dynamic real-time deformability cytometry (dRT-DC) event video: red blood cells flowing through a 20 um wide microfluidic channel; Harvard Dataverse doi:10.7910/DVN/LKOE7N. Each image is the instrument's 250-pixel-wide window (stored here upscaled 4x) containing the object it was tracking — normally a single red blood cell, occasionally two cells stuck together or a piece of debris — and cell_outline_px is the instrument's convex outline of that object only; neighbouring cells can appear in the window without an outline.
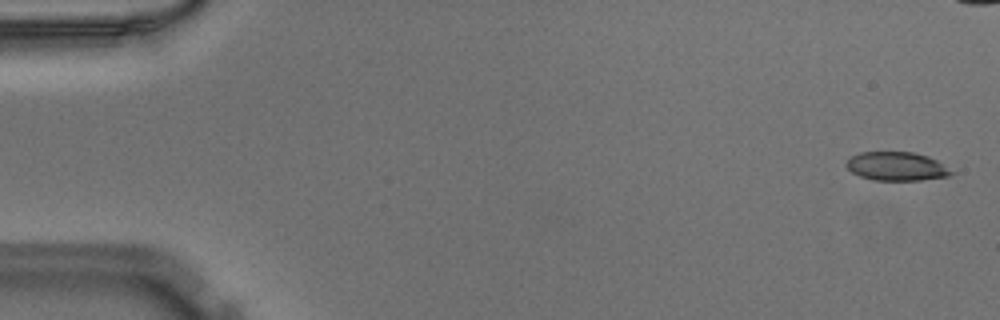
{"species": "Egyptian fruit bat (a non-hibernating species)", "species_latin": "Rousettus aegyptiacus", "temperature_condition": "warm", "stored_images_in_passage": 51, "camera_frame_rate_fps": 3000, "um_per_image_px": 0.085, "animal": {"sex": "male"}, "frame": {"image": 1, "passage_image": 1, "time_ms": 0.0, "image_size_px": [1000, 320], "cell_outline_px": [[956, 172], [948, 176], [920, 180], [872, 180], [860, 176], [852, 172], [844, 164], [852, 156], [860, 152], [912, 152], [928, 156], [936, 160]], "centroid_in_image_um": [76.22, 14.14], "position_along_channel_um": 8.8, "area_um2": 17.51}}
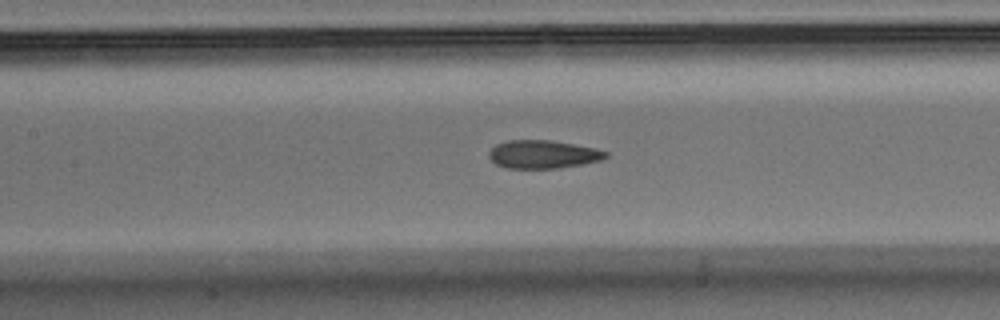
{"frame": {"image": 2, "passage_image": 23, "time_ms": 7.333, "image_size_px": [1000, 320], "cell_outline_px": [[608, 156], [600, 160], [584, 164], [556, 168], [504, 168], [496, 164], [488, 156], [488, 152], [496, 144], [508, 140], [552, 140], [596, 148], [608, 152]], "centroid_in_image_um": [46.15, 13.11], "position_along_channel_um": 161.3, "area_um2": 19.25}}
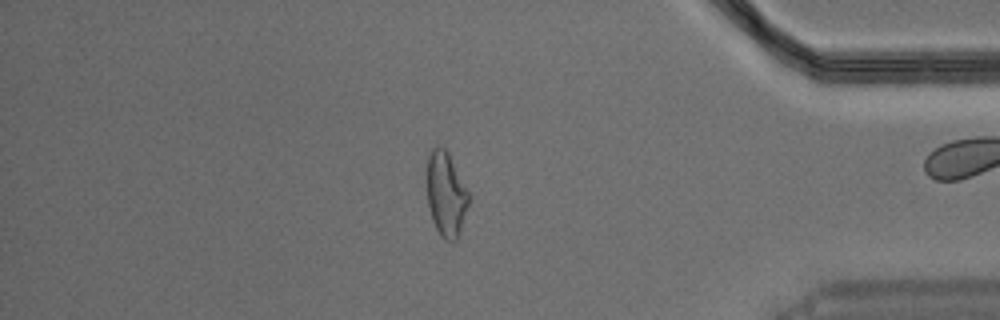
{"frame": {"image": 3, "passage_image": 43, "time_ms": 14.0, "image_size_px": [1000, 320], "cell_outline_px": [[468, 204], [460, 232], [456, 240], [444, 240], [440, 236], [432, 220], [428, 204], [428, 156], [432, 148], [440, 144], [448, 152], [468, 192]], "centroid_in_image_um": [37.9, 16.51], "position_along_channel_um": 397.3, "area_um2": 20.17}}